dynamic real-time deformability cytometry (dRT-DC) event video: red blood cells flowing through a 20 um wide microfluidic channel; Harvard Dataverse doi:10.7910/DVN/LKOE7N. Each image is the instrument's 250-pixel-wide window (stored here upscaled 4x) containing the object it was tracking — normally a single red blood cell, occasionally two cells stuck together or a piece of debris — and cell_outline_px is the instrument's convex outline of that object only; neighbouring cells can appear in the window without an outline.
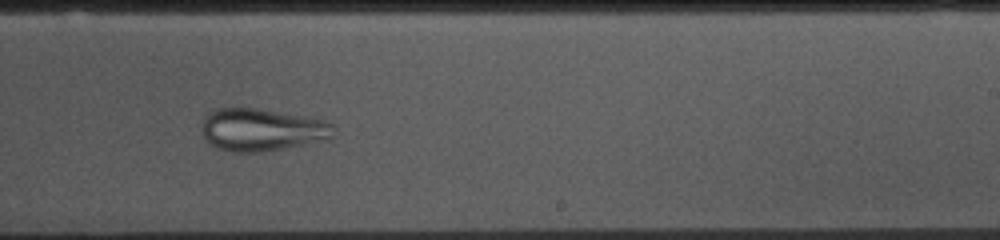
{"species": "common noctule bat (a hibernating species)", "species_latin": "Nyctalus noctula", "temperature_condition": "cold", "stored_images_in_passage": 53, "camera_frame_rate_fps": 3000, "um_per_image_px": 0.085, "animal": {"sex": "female", "body_mass_g": 10.0, "forearm_length_mm": 53.1}, "frame": {"image": 1, "passage_image": 31, "time_ms": 10.0, "image_size_px": [1000, 240], "cell_outline_px": [[336, 136], [324, 140], [260, 152], [236, 152], [220, 148], [212, 144], [204, 136], [200, 128], [200, 124], [204, 116], [208, 112], [216, 108], [256, 108], [324, 120], [332, 124], [336, 128]], "centroid_in_image_um": [22.24, 11.01], "position_along_channel_um": 266.8, "area_um2": 32.48}}